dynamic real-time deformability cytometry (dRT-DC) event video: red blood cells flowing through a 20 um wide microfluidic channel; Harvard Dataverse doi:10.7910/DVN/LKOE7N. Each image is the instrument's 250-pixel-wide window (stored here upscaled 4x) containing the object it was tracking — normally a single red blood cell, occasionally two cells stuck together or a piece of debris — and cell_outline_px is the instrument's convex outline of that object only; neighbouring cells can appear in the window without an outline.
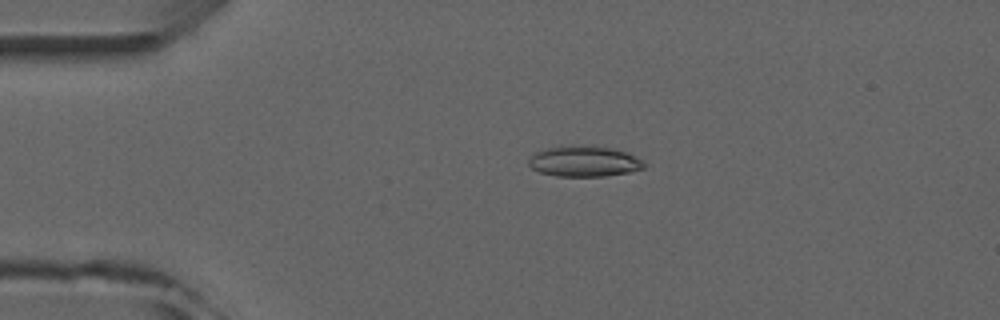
{"species": "common noctule bat (a hibernating species)", "species_latin": "Nyctalus noctula", "temperature_condition": "room temperature", "stored_images_in_passage": 4, "camera_frame_rate_fps": 3000, "um_per_image_px": 0.085, "animal": {"sex": "male", "forearm_length_mm": 52.5}, "frame": {"image": 1, "passage_image": 3, "time_ms": 2.333, "image_size_px": [1000, 320], "cell_outline_px": [[648, 164], [644, 168], [628, 172], [604, 176], [556, 176], [540, 172], [532, 168], [528, 164], [528, 160], [536, 152], [544, 148], [572, 144], [608, 148], [628, 152], [644, 160]], "centroid_in_image_um": [49.67, 13.7], "position_along_channel_um": 35.3, "area_um2": 20.81}}